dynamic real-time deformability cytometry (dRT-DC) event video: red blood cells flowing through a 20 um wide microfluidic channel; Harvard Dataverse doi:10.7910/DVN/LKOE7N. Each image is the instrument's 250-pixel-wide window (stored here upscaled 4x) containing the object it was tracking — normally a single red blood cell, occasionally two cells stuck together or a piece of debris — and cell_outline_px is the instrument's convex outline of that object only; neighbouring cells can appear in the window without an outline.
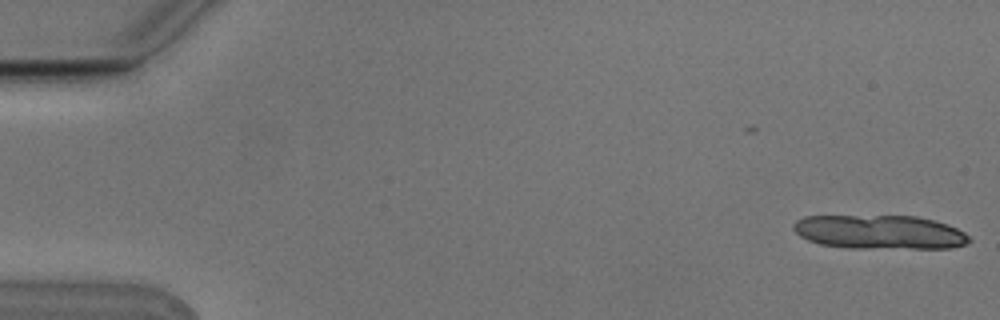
{"species": "Egyptian fruit bat (a non-hibernating species)", "species_latin": "Rousettus aegyptiacus", "temperature_condition": "cold", "stored_images_in_passage": 8, "segment_of_instrument_passage": [1, 2], "camera_frame_rate_fps": 3000, "um_per_image_px": 0.085, "animal": {"sex": "male"}, "frame": {"image": 1, "passage_image": 1, "time_ms": 0.0, "image_size_px": [1000, 320], "cell_outline_px": [[972, 240], [964, 244], [948, 248], [844, 248], [820, 244], [808, 240], [800, 236], [792, 228], [792, 224], [796, 220], [804, 216], [916, 216], [948, 224], [964, 232]], "centroid_in_image_um": [74.73, 19.73], "position_along_channel_um": 10.3, "area_um2": 34.91}}